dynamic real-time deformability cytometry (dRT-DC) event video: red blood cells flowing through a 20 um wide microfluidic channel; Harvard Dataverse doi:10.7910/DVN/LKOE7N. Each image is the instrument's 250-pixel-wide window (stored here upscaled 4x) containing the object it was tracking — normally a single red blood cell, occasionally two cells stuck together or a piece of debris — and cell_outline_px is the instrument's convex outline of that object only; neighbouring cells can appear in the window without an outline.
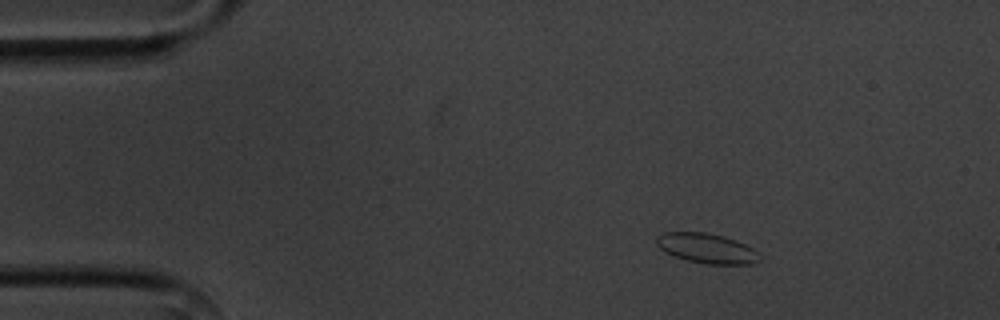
{"species": "common noctule bat (a hibernating species)", "species_latin": "Nyctalus noctula", "temperature_condition": "cold", "stored_images_in_passage": 3, "camera_frame_rate_fps": 3000, "um_per_image_px": 0.085, "animal": {"sex": "male", "body_mass_g": 20.1, "forearm_length_mm": 53.5}, "frame": {"image": 1, "passage_image": 1, "time_ms": 0.0, "image_size_px": [1000, 320], "cell_outline_px": [[760, 260], [752, 264], [704, 264], [688, 260], [664, 252], [656, 244], [656, 236], [664, 232], [704, 232], [724, 236], [736, 240], [752, 248], [756, 252]], "centroid_in_image_um": [60.04, 21.1], "position_along_channel_um": 25.0, "area_um2": 17.86}}